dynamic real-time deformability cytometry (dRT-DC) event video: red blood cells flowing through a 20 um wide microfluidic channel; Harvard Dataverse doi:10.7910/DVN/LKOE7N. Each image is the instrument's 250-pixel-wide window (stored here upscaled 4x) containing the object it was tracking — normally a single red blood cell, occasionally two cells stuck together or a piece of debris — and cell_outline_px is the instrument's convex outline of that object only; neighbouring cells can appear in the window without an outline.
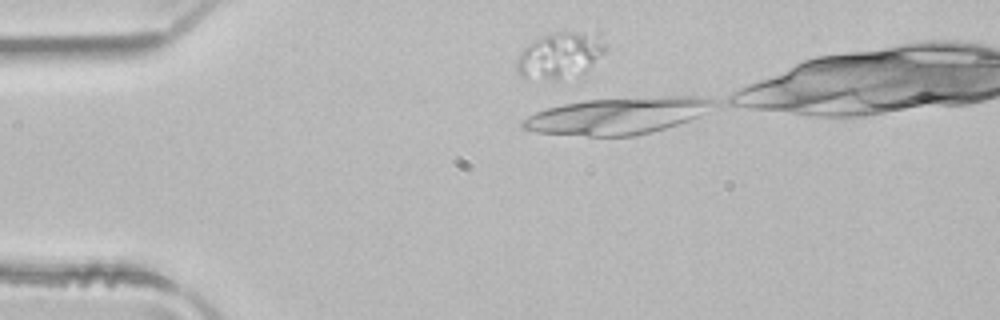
{"species": "common noctule bat (a hibernating species)", "species_latin": "Nyctalus noctula", "temperature_condition": "room temperature", "stored_images_in_passage": 3, "camera_frame_rate_fps": 3000, "um_per_image_px": 0.085, "animal": {"sex": "male", "body_mass_g": 21.5, "forearm_length_mm": 52.0}, "frame": {"image": 1, "passage_image": 1, "time_ms": 0.0, "image_size_px": [1000, 320], "cell_outline_px": [[608, 48], [584, 72], [560, 80], [556, 80], [524, 76], [516, 68], [516, 60], [520, 52], [528, 44], [540, 36], [552, 32], [600, 32]], "centroid_in_image_um": [47.65, 4.65], "position_along_channel_um": 37.4, "area_um2": 23.87}}